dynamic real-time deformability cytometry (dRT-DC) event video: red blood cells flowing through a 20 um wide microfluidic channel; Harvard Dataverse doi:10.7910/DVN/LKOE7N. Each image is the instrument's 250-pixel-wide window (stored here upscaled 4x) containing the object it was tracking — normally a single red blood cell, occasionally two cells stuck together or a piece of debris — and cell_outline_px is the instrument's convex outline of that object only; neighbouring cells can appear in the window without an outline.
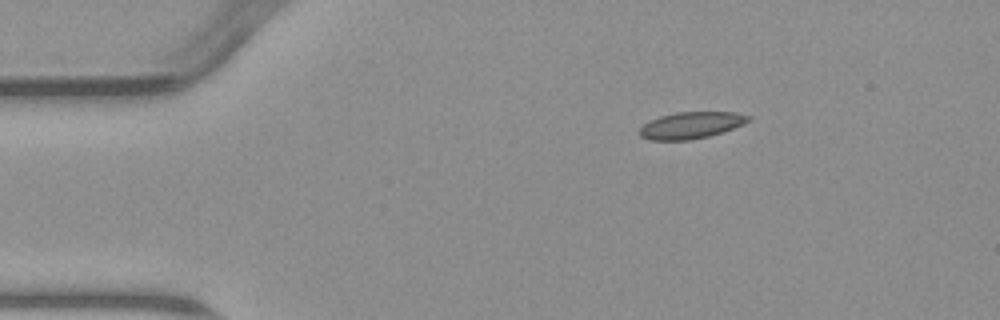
{"species": "common noctule bat (a hibernating species)", "species_latin": "Nyctalus noctula", "temperature_condition": "warm", "stored_images_in_passage": 2, "camera_frame_rate_fps": 3000, "um_per_image_px": 0.085, "animal": {"sex": "male", "body_mass_g": 23.1, "forearm_length_mm": 52.7}, "frame": {"image": 1, "passage_image": 1, "time_ms": 0.0, "image_size_px": [1000, 320], "cell_outline_px": [[752, 120], [744, 124], [708, 136], [688, 140], [652, 140], [640, 136], [640, 128], [648, 120], [660, 116], [676, 112], [736, 112], [752, 116]], "centroid_in_image_um": [58.76, 10.63], "position_along_channel_um": 26.2, "area_um2": 16.88}}